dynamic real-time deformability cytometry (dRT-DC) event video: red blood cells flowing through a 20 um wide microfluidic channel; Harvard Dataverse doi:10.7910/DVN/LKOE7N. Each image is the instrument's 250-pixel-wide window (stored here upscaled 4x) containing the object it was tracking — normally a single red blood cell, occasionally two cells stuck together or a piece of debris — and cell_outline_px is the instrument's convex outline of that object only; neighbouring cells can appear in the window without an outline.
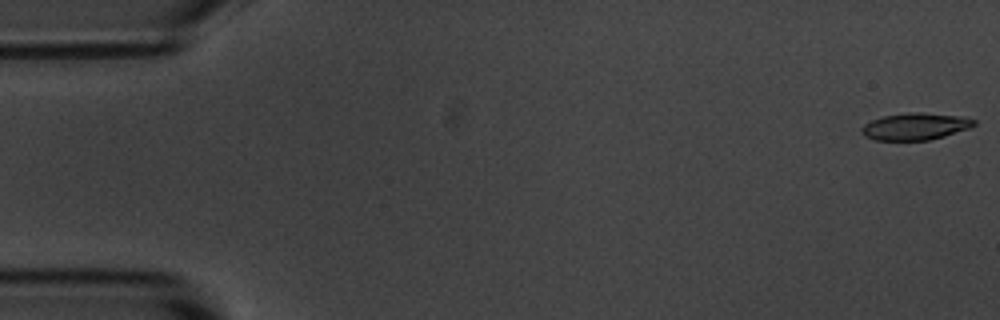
{"species": "common noctule bat (a hibernating species)", "species_latin": "Nyctalus noctula", "temperature_condition": "room temperature", "stored_images_in_passage": 4, "camera_frame_rate_fps": 3000, "um_per_image_px": 0.085, "animal": {"sex": "male", "body_mass_g": 20.1, "forearm_length_mm": 53.5}, "frame": {"image": 1, "passage_image": 1, "time_ms": 0.0, "image_size_px": [1000, 320], "cell_outline_px": [[976, 124], [968, 128], [944, 136], [928, 140], [876, 140], [864, 136], [860, 132], [860, 128], [864, 124], [872, 120], [884, 116], [908, 112], [924, 112], [964, 116], [976, 120]], "centroid_in_image_um": [77.79, 10.73], "position_along_channel_um": 7.2, "area_um2": 17.74}}
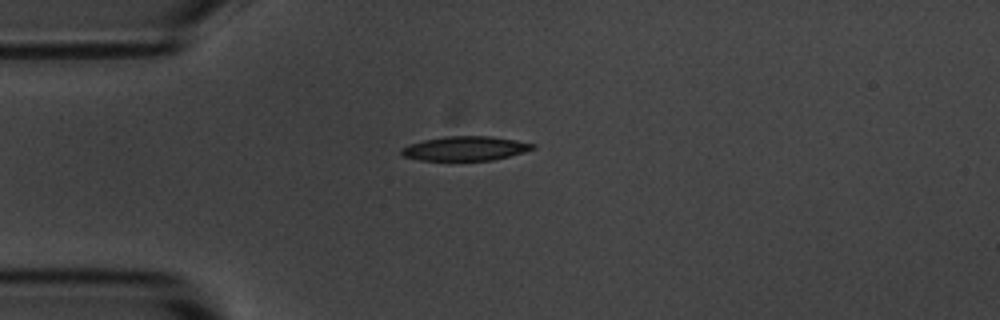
{"frame": {"image": 2, "passage_image": 4, "time_ms": 4.333, "image_size_px": [1000, 320], "cell_outline_px": [[536, 148], [524, 152], [492, 160], [420, 160], [404, 156], [400, 152], [400, 148], [424, 140], [444, 136], [488, 136], [516, 140], [536, 144]], "centroid_in_image_um": [39.57, 12.61], "position_along_channel_um": 45.4, "area_um2": 18.44}}